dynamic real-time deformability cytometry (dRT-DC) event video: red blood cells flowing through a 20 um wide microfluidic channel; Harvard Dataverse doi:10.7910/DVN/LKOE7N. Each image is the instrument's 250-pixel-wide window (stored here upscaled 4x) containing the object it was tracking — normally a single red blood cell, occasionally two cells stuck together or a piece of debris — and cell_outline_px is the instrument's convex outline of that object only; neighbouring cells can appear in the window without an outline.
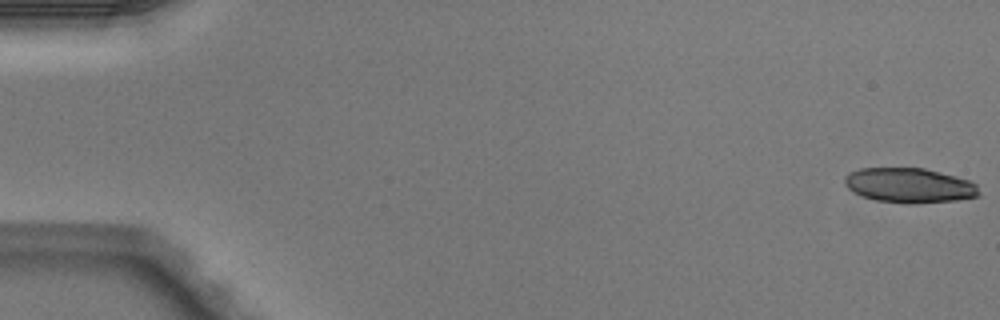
{"species": "Egyptian fruit bat (a non-hibernating species)", "species_latin": "Rousettus aegyptiacus", "temperature_condition": "warm", "stored_images_in_passage": 6, "segment_of_instrument_passage": [1, 2], "camera_frame_rate_fps": 3000, "um_per_image_px": 0.085, "animal": {"sex": "male"}, "frame": {"image": 1, "passage_image": 1, "time_ms": 0.0, "image_size_px": [1000, 320], "cell_outline_px": [[980, 196], [956, 200], [912, 204], [908, 204], [876, 200], [864, 196], [848, 188], [844, 184], [844, 176], [848, 172], [860, 168], [924, 168], [972, 180], [976, 184], [980, 192]], "centroid_in_image_um": [77.32, 15.75], "position_along_channel_um": 7.7, "area_um2": 27.4}}
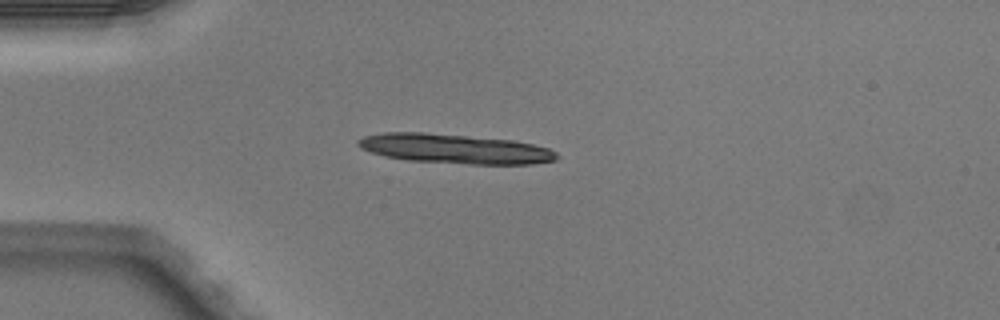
{"frame": {"image": 2, "passage_image": 4, "time_ms": 1.0, "image_size_px": [1000, 320], "cell_outline_px": [[560, 156], [556, 160], [532, 164], [472, 164], [408, 160], [384, 156], [360, 148], [356, 144], [356, 140], [364, 136], [384, 132], [424, 132], [512, 140], [532, 144], [548, 148], [556, 152]], "centroid_in_image_um": [38.65, 12.64], "position_along_channel_um": 46.4, "area_um2": 34.16}}